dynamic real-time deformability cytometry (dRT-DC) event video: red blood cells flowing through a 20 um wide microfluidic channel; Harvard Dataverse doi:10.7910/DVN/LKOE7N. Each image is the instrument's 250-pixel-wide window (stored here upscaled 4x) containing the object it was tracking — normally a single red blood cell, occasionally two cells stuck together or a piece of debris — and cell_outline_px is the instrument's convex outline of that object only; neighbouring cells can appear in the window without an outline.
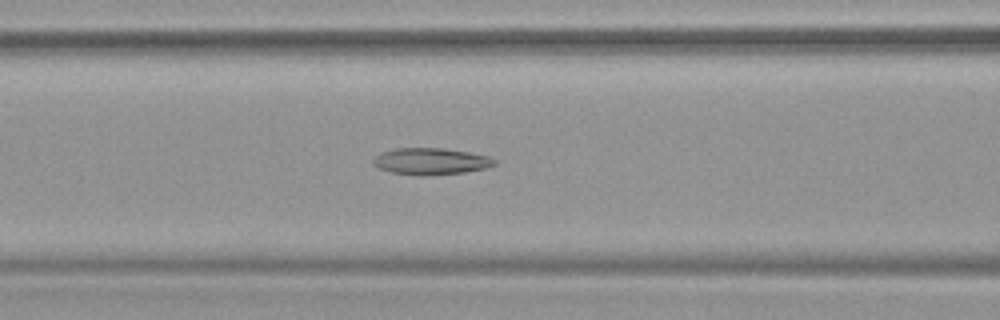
{"species": "common noctule bat (a hibernating species)", "species_latin": "Nyctalus noctula", "temperature_condition": "warm", "stored_images_in_passage": 41, "camera_frame_rate_fps": 3000, "um_per_image_px": 0.085, "animal": {"sex": "female", "body_mass_g": 19.9}, "frame": {"image": 1, "passage_image": 10, "time_ms": 3.0, "image_size_px": [1000, 320], "cell_outline_px": [[496, 164], [484, 168], [464, 172], [420, 176], [392, 172], [380, 168], [372, 164], [372, 160], [380, 152], [396, 148], [444, 148], [468, 152], [488, 156], [496, 160]], "centroid_in_image_um": [36.59, 13.7], "position_along_channel_um": 130.0, "area_um2": 18.73}}
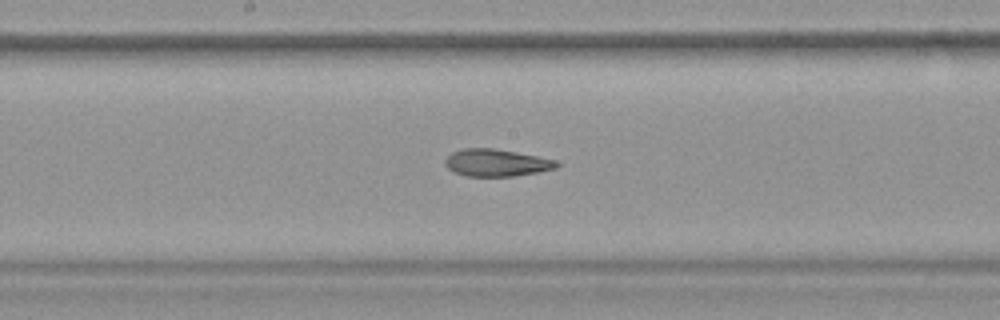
{"frame": {"image": 2, "passage_image": 16, "time_ms": 5.0, "image_size_px": [1000, 320], "cell_outline_px": [[560, 164], [556, 168], [516, 176], [464, 176], [452, 172], [444, 164], [444, 160], [452, 152], [464, 148], [492, 148], [540, 156], [556, 160]], "centroid_in_image_um": [42.17, 13.83], "position_along_channel_um": 206.0, "area_um2": 17.8}}
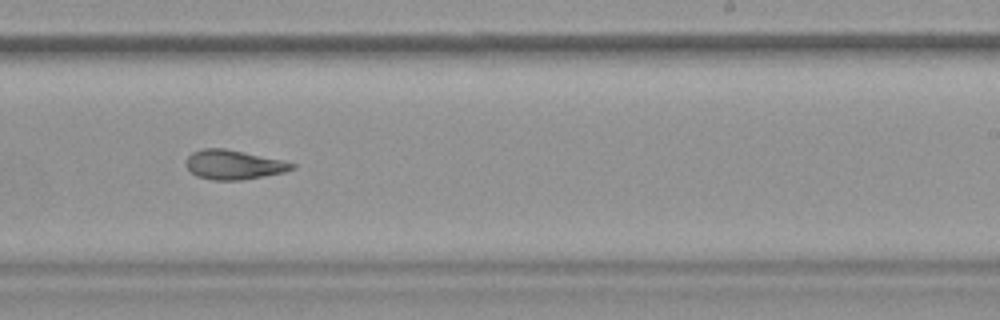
{"frame": {"image": 3, "passage_image": 21, "time_ms": 6.667, "image_size_px": [1000, 320], "cell_outline_px": [[296, 168], [284, 172], [244, 180], [212, 180], [196, 176], [184, 164], [184, 160], [192, 152], [204, 148], [224, 148], [284, 160], [296, 164]], "centroid_in_image_um": [19.86, 14.0], "position_along_channel_um": 269.1, "area_um2": 18.32}, "authors_computed_cell_mechanics": {"area_um2": 19.3052, "velocity_mm_per_s": 3.8125, "shape_relaxation_time_tau1_ms": 8.3417, "shape_relaxation_time_tau2_ms": 3.6066, "deformation_change_tau1": 0.2205, "deformation_change_tau2": 0.1317}}